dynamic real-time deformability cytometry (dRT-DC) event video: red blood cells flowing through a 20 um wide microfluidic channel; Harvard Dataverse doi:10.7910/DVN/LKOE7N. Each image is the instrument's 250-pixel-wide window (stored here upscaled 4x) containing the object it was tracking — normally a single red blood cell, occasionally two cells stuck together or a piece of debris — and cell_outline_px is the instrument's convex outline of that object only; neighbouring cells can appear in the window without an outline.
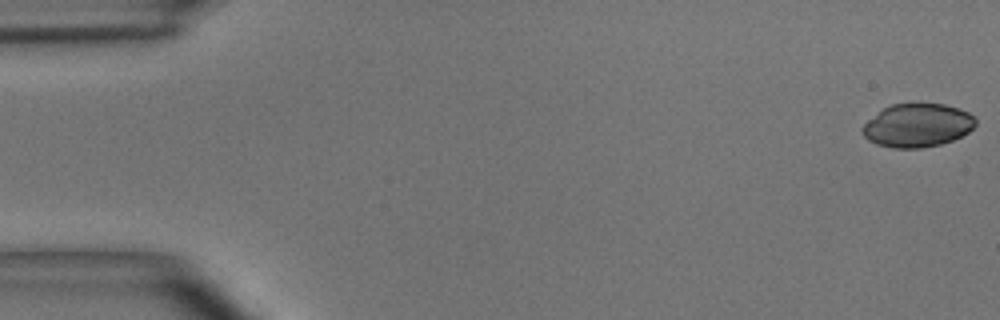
{"species": "common noctule bat (a hibernating species)", "species_latin": "Nyctalus noctula", "temperature_condition": "room temperature", "stored_images_in_passage": 55, "camera_frame_rate_fps": 3000, "um_per_image_px": 0.085, "animal": {"sex": "male", "body_mass_g": 15.6}, "frame": {"image": 1, "passage_image": 1, "time_ms": 0.0, "image_size_px": [1000, 320], "cell_outline_px": [[976, 124], [968, 132], [952, 140], [940, 144], [920, 148], [892, 148], [876, 144], [868, 140], [860, 132], [860, 128], [868, 120], [884, 108], [892, 104], [944, 104], [960, 108], [968, 112], [976, 120]], "centroid_in_image_um": [77.96, 10.66], "position_along_channel_um": 7.0, "area_um2": 28.55}}
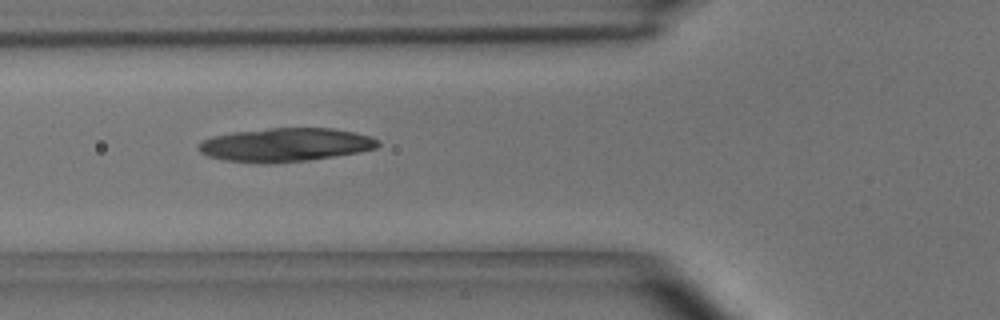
{"frame": {"image": 2, "passage_image": 20, "time_ms": 6.333, "image_size_px": [1000, 320], "cell_outline_px": [[380, 144], [376, 148], [360, 152], [308, 160], [224, 160], [208, 156], [200, 152], [200, 140], [212, 136], [232, 132], [268, 128], [332, 128], [356, 132], [380, 140]], "centroid_in_image_um": [24.32, 12.25], "position_along_channel_um": 101.5, "area_um2": 33.99}}
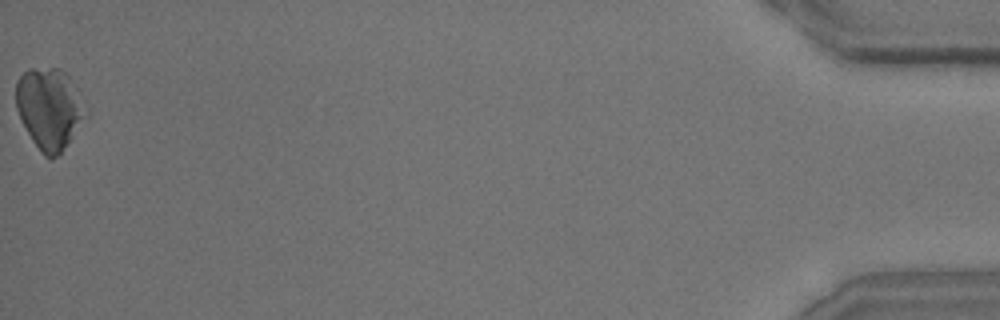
{"frame": {"image": 3, "passage_image": 55, "time_ms": 18.0, "image_size_px": [1000, 320], "cell_outline_px": [[80, 116], [68, 140], [60, 152], [56, 156], [44, 156], [40, 152], [32, 140], [16, 108], [16, 80], [28, 68], [60, 68], [72, 80]], "centroid_in_image_um": [4.02, 9.16], "position_along_channel_um": 431.2, "area_um2": 30.52}}